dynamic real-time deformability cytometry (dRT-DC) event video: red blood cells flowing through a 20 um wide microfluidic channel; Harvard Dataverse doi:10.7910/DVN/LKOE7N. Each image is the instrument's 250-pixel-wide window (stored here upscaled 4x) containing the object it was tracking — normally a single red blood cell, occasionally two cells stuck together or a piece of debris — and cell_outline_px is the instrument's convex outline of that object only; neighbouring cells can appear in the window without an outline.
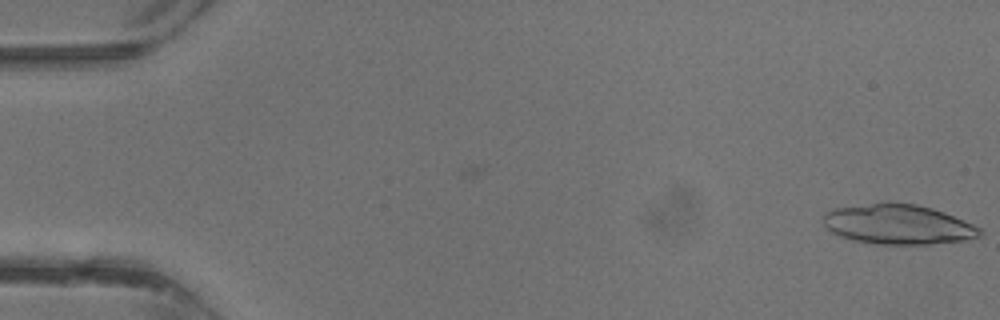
{"species": "common noctule bat (a hibernating species)", "species_latin": "Nyctalus noctula", "temperature_condition": "warm", "stored_images_in_passage": 6, "camera_frame_rate_fps": 3000, "um_per_image_px": 0.085, "animal": {"sex": "male", "body_mass_g": 13.3}, "frame": {"image": 1, "passage_image": 6, "time_ms": 1.667, "image_size_px": [1000, 320], "cell_outline_px": [[980, 236], [968, 240], [928, 244], [876, 244], [852, 240], [840, 236], [832, 232], [824, 224], [824, 212], [832, 208], [884, 200], [888, 200], [916, 204], [932, 208], [944, 212], [964, 220], [980, 228]], "centroid_in_image_um": [76.3, 19.04], "position_along_channel_um": 8.7, "area_um2": 36.99}}